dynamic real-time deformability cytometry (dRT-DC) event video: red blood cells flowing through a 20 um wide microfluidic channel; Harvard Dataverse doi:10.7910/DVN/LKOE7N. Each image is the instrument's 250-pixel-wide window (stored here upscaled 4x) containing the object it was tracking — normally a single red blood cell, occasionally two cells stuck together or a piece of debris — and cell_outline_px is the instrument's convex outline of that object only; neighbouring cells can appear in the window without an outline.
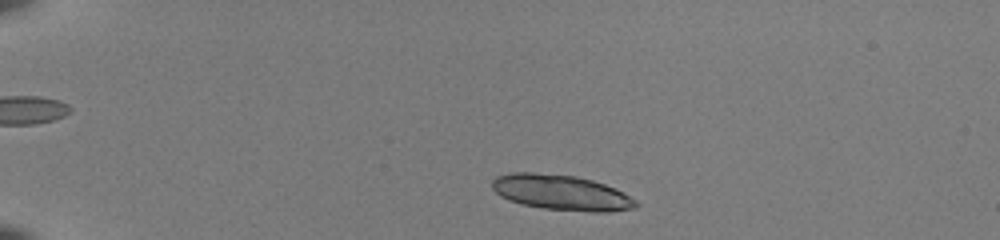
{"species": "common noctule bat (a hibernating species)", "species_latin": "Nyctalus noctula", "temperature_condition": "room temperature", "stored_images_in_passage": 43, "camera_frame_rate_fps": 3000, "um_per_image_px": 0.085, "animal": {"sex": "female", "body_mass_g": 22.0, "forearm_length_mm": 56.7}, "frame": {"image": 1, "passage_image": 3, "time_ms": 0.667, "image_size_px": [1000, 240], "cell_outline_px": [[640, 204], [636, 208], [608, 212], [592, 212], [544, 208], [520, 204], [508, 200], [500, 196], [492, 188], [492, 180], [496, 176], [512, 172], [532, 172], [576, 176], [592, 180], [616, 188], [636, 200]], "centroid_in_image_um": [47.71, 16.36], "position_along_channel_um": 37.3, "area_um2": 29.77}, "authors_computed_cell_mechanics": {"area_um2": 18.2648, "velocity_mm_per_s": 3.9869, "shape_relaxation_time_tau1_ms": 0.3917, "shape_relaxation_time_tau2_ms": 1.7307, "deformation_change_tau1": 0.2783, "deformation_change_tau2": 0.0621}}